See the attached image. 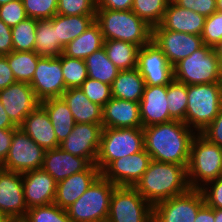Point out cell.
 I'll return each mask as SVG.
<instances>
[{"label": "cell", "mask_w": 222, "mask_h": 222, "mask_svg": "<svg viewBox=\"0 0 222 222\" xmlns=\"http://www.w3.org/2000/svg\"><path fill=\"white\" fill-rule=\"evenodd\" d=\"M144 149L152 160L188 165L191 143L195 135L183 121L172 120L143 127Z\"/></svg>", "instance_id": "cell-1"}, {"label": "cell", "mask_w": 222, "mask_h": 222, "mask_svg": "<svg viewBox=\"0 0 222 222\" xmlns=\"http://www.w3.org/2000/svg\"><path fill=\"white\" fill-rule=\"evenodd\" d=\"M134 188L152 206L191 189L187 165L152 160Z\"/></svg>", "instance_id": "cell-2"}, {"label": "cell", "mask_w": 222, "mask_h": 222, "mask_svg": "<svg viewBox=\"0 0 222 222\" xmlns=\"http://www.w3.org/2000/svg\"><path fill=\"white\" fill-rule=\"evenodd\" d=\"M95 21L104 40H121L139 48L152 41V26L132 10L96 9Z\"/></svg>", "instance_id": "cell-3"}, {"label": "cell", "mask_w": 222, "mask_h": 222, "mask_svg": "<svg viewBox=\"0 0 222 222\" xmlns=\"http://www.w3.org/2000/svg\"><path fill=\"white\" fill-rule=\"evenodd\" d=\"M187 102L185 124L201 133L222 108V83L187 85Z\"/></svg>", "instance_id": "cell-4"}, {"label": "cell", "mask_w": 222, "mask_h": 222, "mask_svg": "<svg viewBox=\"0 0 222 222\" xmlns=\"http://www.w3.org/2000/svg\"><path fill=\"white\" fill-rule=\"evenodd\" d=\"M187 173L191 189L222 177V148L197 133L191 143Z\"/></svg>", "instance_id": "cell-5"}, {"label": "cell", "mask_w": 222, "mask_h": 222, "mask_svg": "<svg viewBox=\"0 0 222 222\" xmlns=\"http://www.w3.org/2000/svg\"><path fill=\"white\" fill-rule=\"evenodd\" d=\"M174 79L186 85L222 83L220 59L214 49L203 45L173 66Z\"/></svg>", "instance_id": "cell-6"}, {"label": "cell", "mask_w": 222, "mask_h": 222, "mask_svg": "<svg viewBox=\"0 0 222 222\" xmlns=\"http://www.w3.org/2000/svg\"><path fill=\"white\" fill-rule=\"evenodd\" d=\"M144 149V133L141 128L103 127L100 148L95 165L102 172L112 161L131 156Z\"/></svg>", "instance_id": "cell-7"}, {"label": "cell", "mask_w": 222, "mask_h": 222, "mask_svg": "<svg viewBox=\"0 0 222 222\" xmlns=\"http://www.w3.org/2000/svg\"><path fill=\"white\" fill-rule=\"evenodd\" d=\"M116 185L100 175L86 192L66 209L72 222H96L108 217Z\"/></svg>", "instance_id": "cell-8"}, {"label": "cell", "mask_w": 222, "mask_h": 222, "mask_svg": "<svg viewBox=\"0 0 222 222\" xmlns=\"http://www.w3.org/2000/svg\"><path fill=\"white\" fill-rule=\"evenodd\" d=\"M108 218L112 222H153V206L134 187L116 186Z\"/></svg>", "instance_id": "cell-9"}, {"label": "cell", "mask_w": 222, "mask_h": 222, "mask_svg": "<svg viewBox=\"0 0 222 222\" xmlns=\"http://www.w3.org/2000/svg\"><path fill=\"white\" fill-rule=\"evenodd\" d=\"M204 204L202 191L190 189L154 205L153 222H194Z\"/></svg>", "instance_id": "cell-10"}, {"label": "cell", "mask_w": 222, "mask_h": 222, "mask_svg": "<svg viewBox=\"0 0 222 222\" xmlns=\"http://www.w3.org/2000/svg\"><path fill=\"white\" fill-rule=\"evenodd\" d=\"M44 154L45 150L19 127L13 134L8 155L0 167L20 173L41 169Z\"/></svg>", "instance_id": "cell-11"}, {"label": "cell", "mask_w": 222, "mask_h": 222, "mask_svg": "<svg viewBox=\"0 0 222 222\" xmlns=\"http://www.w3.org/2000/svg\"><path fill=\"white\" fill-rule=\"evenodd\" d=\"M152 42L165 54L172 66L204 45L201 36L167 30L160 24L152 27Z\"/></svg>", "instance_id": "cell-12"}, {"label": "cell", "mask_w": 222, "mask_h": 222, "mask_svg": "<svg viewBox=\"0 0 222 222\" xmlns=\"http://www.w3.org/2000/svg\"><path fill=\"white\" fill-rule=\"evenodd\" d=\"M29 85L39 102L61 97L66 90L62 75L61 55L59 57L41 56Z\"/></svg>", "instance_id": "cell-13"}, {"label": "cell", "mask_w": 222, "mask_h": 222, "mask_svg": "<svg viewBox=\"0 0 222 222\" xmlns=\"http://www.w3.org/2000/svg\"><path fill=\"white\" fill-rule=\"evenodd\" d=\"M145 85H168L174 79L173 66L154 42L139 48L137 67Z\"/></svg>", "instance_id": "cell-14"}, {"label": "cell", "mask_w": 222, "mask_h": 222, "mask_svg": "<svg viewBox=\"0 0 222 222\" xmlns=\"http://www.w3.org/2000/svg\"><path fill=\"white\" fill-rule=\"evenodd\" d=\"M102 123H76L70 135L60 143L59 147L74 156L85 158L90 164L96 163Z\"/></svg>", "instance_id": "cell-15"}, {"label": "cell", "mask_w": 222, "mask_h": 222, "mask_svg": "<svg viewBox=\"0 0 222 222\" xmlns=\"http://www.w3.org/2000/svg\"><path fill=\"white\" fill-rule=\"evenodd\" d=\"M22 173L0 167V214L9 221L23 220L27 213Z\"/></svg>", "instance_id": "cell-16"}, {"label": "cell", "mask_w": 222, "mask_h": 222, "mask_svg": "<svg viewBox=\"0 0 222 222\" xmlns=\"http://www.w3.org/2000/svg\"><path fill=\"white\" fill-rule=\"evenodd\" d=\"M152 161L145 149L112 161L101 175L116 186L134 187Z\"/></svg>", "instance_id": "cell-17"}, {"label": "cell", "mask_w": 222, "mask_h": 222, "mask_svg": "<svg viewBox=\"0 0 222 222\" xmlns=\"http://www.w3.org/2000/svg\"><path fill=\"white\" fill-rule=\"evenodd\" d=\"M0 101L16 127H20L25 117L40 104L32 87L25 82H15L0 90Z\"/></svg>", "instance_id": "cell-18"}, {"label": "cell", "mask_w": 222, "mask_h": 222, "mask_svg": "<svg viewBox=\"0 0 222 222\" xmlns=\"http://www.w3.org/2000/svg\"><path fill=\"white\" fill-rule=\"evenodd\" d=\"M22 183L28 209L54 202L57 182L42 168L22 173Z\"/></svg>", "instance_id": "cell-19"}, {"label": "cell", "mask_w": 222, "mask_h": 222, "mask_svg": "<svg viewBox=\"0 0 222 222\" xmlns=\"http://www.w3.org/2000/svg\"><path fill=\"white\" fill-rule=\"evenodd\" d=\"M101 175L94 164H90L84 171L75 173L57 182L54 202L62 209H68L76 202L93 182Z\"/></svg>", "instance_id": "cell-20"}, {"label": "cell", "mask_w": 222, "mask_h": 222, "mask_svg": "<svg viewBox=\"0 0 222 222\" xmlns=\"http://www.w3.org/2000/svg\"><path fill=\"white\" fill-rule=\"evenodd\" d=\"M167 85H146L139 102L142 126L165 123L174 120L169 115Z\"/></svg>", "instance_id": "cell-21"}, {"label": "cell", "mask_w": 222, "mask_h": 222, "mask_svg": "<svg viewBox=\"0 0 222 222\" xmlns=\"http://www.w3.org/2000/svg\"><path fill=\"white\" fill-rule=\"evenodd\" d=\"M102 126L106 128L143 127L139 103L112 97L103 106Z\"/></svg>", "instance_id": "cell-22"}, {"label": "cell", "mask_w": 222, "mask_h": 222, "mask_svg": "<svg viewBox=\"0 0 222 222\" xmlns=\"http://www.w3.org/2000/svg\"><path fill=\"white\" fill-rule=\"evenodd\" d=\"M89 165L90 163L85 158L74 156L58 147L45 150L42 169L59 182L84 171Z\"/></svg>", "instance_id": "cell-23"}, {"label": "cell", "mask_w": 222, "mask_h": 222, "mask_svg": "<svg viewBox=\"0 0 222 222\" xmlns=\"http://www.w3.org/2000/svg\"><path fill=\"white\" fill-rule=\"evenodd\" d=\"M20 128L44 150L59 147L49 115L45 108L39 104L29 113Z\"/></svg>", "instance_id": "cell-24"}, {"label": "cell", "mask_w": 222, "mask_h": 222, "mask_svg": "<svg viewBox=\"0 0 222 222\" xmlns=\"http://www.w3.org/2000/svg\"><path fill=\"white\" fill-rule=\"evenodd\" d=\"M206 17L169 1L160 25L167 30L202 35Z\"/></svg>", "instance_id": "cell-25"}, {"label": "cell", "mask_w": 222, "mask_h": 222, "mask_svg": "<svg viewBox=\"0 0 222 222\" xmlns=\"http://www.w3.org/2000/svg\"><path fill=\"white\" fill-rule=\"evenodd\" d=\"M61 98L68 105L76 123H102L103 107L91 102L80 87L66 89Z\"/></svg>", "instance_id": "cell-26"}, {"label": "cell", "mask_w": 222, "mask_h": 222, "mask_svg": "<svg viewBox=\"0 0 222 222\" xmlns=\"http://www.w3.org/2000/svg\"><path fill=\"white\" fill-rule=\"evenodd\" d=\"M40 104L49 115L57 142L62 143L70 135L76 124L68 105L61 97L50 98L40 102Z\"/></svg>", "instance_id": "cell-27"}, {"label": "cell", "mask_w": 222, "mask_h": 222, "mask_svg": "<svg viewBox=\"0 0 222 222\" xmlns=\"http://www.w3.org/2000/svg\"><path fill=\"white\" fill-rule=\"evenodd\" d=\"M103 45L104 38L101 28L94 21L86 31L65 46L63 54L70 58L85 60L93 52L101 49Z\"/></svg>", "instance_id": "cell-28"}, {"label": "cell", "mask_w": 222, "mask_h": 222, "mask_svg": "<svg viewBox=\"0 0 222 222\" xmlns=\"http://www.w3.org/2000/svg\"><path fill=\"white\" fill-rule=\"evenodd\" d=\"M145 81L137 69L119 71L111 85L113 98L139 103L145 88Z\"/></svg>", "instance_id": "cell-29"}, {"label": "cell", "mask_w": 222, "mask_h": 222, "mask_svg": "<svg viewBox=\"0 0 222 222\" xmlns=\"http://www.w3.org/2000/svg\"><path fill=\"white\" fill-rule=\"evenodd\" d=\"M39 56L59 57L63 53L56 34V15L52 19H38L33 50Z\"/></svg>", "instance_id": "cell-30"}, {"label": "cell", "mask_w": 222, "mask_h": 222, "mask_svg": "<svg viewBox=\"0 0 222 222\" xmlns=\"http://www.w3.org/2000/svg\"><path fill=\"white\" fill-rule=\"evenodd\" d=\"M96 15L64 16L56 14V34L60 39V47L76 39L95 21Z\"/></svg>", "instance_id": "cell-31"}, {"label": "cell", "mask_w": 222, "mask_h": 222, "mask_svg": "<svg viewBox=\"0 0 222 222\" xmlns=\"http://www.w3.org/2000/svg\"><path fill=\"white\" fill-rule=\"evenodd\" d=\"M108 59L120 70H132L137 67L139 47L121 40H104L103 45Z\"/></svg>", "instance_id": "cell-32"}, {"label": "cell", "mask_w": 222, "mask_h": 222, "mask_svg": "<svg viewBox=\"0 0 222 222\" xmlns=\"http://www.w3.org/2000/svg\"><path fill=\"white\" fill-rule=\"evenodd\" d=\"M88 77L112 85L120 71L107 57L104 47L85 58Z\"/></svg>", "instance_id": "cell-33"}, {"label": "cell", "mask_w": 222, "mask_h": 222, "mask_svg": "<svg viewBox=\"0 0 222 222\" xmlns=\"http://www.w3.org/2000/svg\"><path fill=\"white\" fill-rule=\"evenodd\" d=\"M40 57L34 51H12L7 55L16 82L31 83Z\"/></svg>", "instance_id": "cell-34"}, {"label": "cell", "mask_w": 222, "mask_h": 222, "mask_svg": "<svg viewBox=\"0 0 222 222\" xmlns=\"http://www.w3.org/2000/svg\"><path fill=\"white\" fill-rule=\"evenodd\" d=\"M167 104L169 115L174 120L183 121L185 123V115L187 109V85L173 79L167 85Z\"/></svg>", "instance_id": "cell-35"}, {"label": "cell", "mask_w": 222, "mask_h": 222, "mask_svg": "<svg viewBox=\"0 0 222 222\" xmlns=\"http://www.w3.org/2000/svg\"><path fill=\"white\" fill-rule=\"evenodd\" d=\"M37 29V19L26 18L11 28L13 51H33L35 47V37Z\"/></svg>", "instance_id": "cell-36"}, {"label": "cell", "mask_w": 222, "mask_h": 222, "mask_svg": "<svg viewBox=\"0 0 222 222\" xmlns=\"http://www.w3.org/2000/svg\"><path fill=\"white\" fill-rule=\"evenodd\" d=\"M170 0H133L131 10L150 26L159 25Z\"/></svg>", "instance_id": "cell-37"}, {"label": "cell", "mask_w": 222, "mask_h": 222, "mask_svg": "<svg viewBox=\"0 0 222 222\" xmlns=\"http://www.w3.org/2000/svg\"><path fill=\"white\" fill-rule=\"evenodd\" d=\"M61 67L66 89L80 87L88 78L85 60L70 58L62 53Z\"/></svg>", "instance_id": "cell-38"}, {"label": "cell", "mask_w": 222, "mask_h": 222, "mask_svg": "<svg viewBox=\"0 0 222 222\" xmlns=\"http://www.w3.org/2000/svg\"><path fill=\"white\" fill-rule=\"evenodd\" d=\"M23 222H72L65 209L55 203L36 206L27 210Z\"/></svg>", "instance_id": "cell-39"}, {"label": "cell", "mask_w": 222, "mask_h": 222, "mask_svg": "<svg viewBox=\"0 0 222 222\" xmlns=\"http://www.w3.org/2000/svg\"><path fill=\"white\" fill-rule=\"evenodd\" d=\"M28 18L52 19L57 14L59 0H22Z\"/></svg>", "instance_id": "cell-40"}, {"label": "cell", "mask_w": 222, "mask_h": 222, "mask_svg": "<svg viewBox=\"0 0 222 222\" xmlns=\"http://www.w3.org/2000/svg\"><path fill=\"white\" fill-rule=\"evenodd\" d=\"M83 93L100 106H104L111 98V85L103 83L99 80L87 78L80 86Z\"/></svg>", "instance_id": "cell-41"}, {"label": "cell", "mask_w": 222, "mask_h": 222, "mask_svg": "<svg viewBox=\"0 0 222 222\" xmlns=\"http://www.w3.org/2000/svg\"><path fill=\"white\" fill-rule=\"evenodd\" d=\"M96 0H59L57 14L64 16L96 15Z\"/></svg>", "instance_id": "cell-42"}, {"label": "cell", "mask_w": 222, "mask_h": 222, "mask_svg": "<svg viewBox=\"0 0 222 222\" xmlns=\"http://www.w3.org/2000/svg\"><path fill=\"white\" fill-rule=\"evenodd\" d=\"M203 43L207 46L214 47L222 40V13L214 12L206 17L204 29L201 35Z\"/></svg>", "instance_id": "cell-43"}, {"label": "cell", "mask_w": 222, "mask_h": 222, "mask_svg": "<svg viewBox=\"0 0 222 222\" xmlns=\"http://www.w3.org/2000/svg\"><path fill=\"white\" fill-rule=\"evenodd\" d=\"M26 18L22 0H13L0 6V19L11 28Z\"/></svg>", "instance_id": "cell-44"}, {"label": "cell", "mask_w": 222, "mask_h": 222, "mask_svg": "<svg viewBox=\"0 0 222 222\" xmlns=\"http://www.w3.org/2000/svg\"><path fill=\"white\" fill-rule=\"evenodd\" d=\"M200 190L207 206L222 209V177L208 182Z\"/></svg>", "instance_id": "cell-45"}, {"label": "cell", "mask_w": 222, "mask_h": 222, "mask_svg": "<svg viewBox=\"0 0 222 222\" xmlns=\"http://www.w3.org/2000/svg\"><path fill=\"white\" fill-rule=\"evenodd\" d=\"M176 5L184 9H190L200 15L209 17L217 11L216 0H172Z\"/></svg>", "instance_id": "cell-46"}, {"label": "cell", "mask_w": 222, "mask_h": 222, "mask_svg": "<svg viewBox=\"0 0 222 222\" xmlns=\"http://www.w3.org/2000/svg\"><path fill=\"white\" fill-rule=\"evenodd\" d=\"M201 134L210 142L222 148V108L213 122Z\"/></svg>", "instance_id": "cell-47"}, {"label": "cell", "mask_w": 222, "mask_h": 222, "mask_svg": "<svg viewBox=\"0 0 222 222\" xmlns=\"http://www.w3.org/2000/svg\"><path fill=\"white\" fill-rule=\"evenodd\" d=\"M13 51L11 27L0 19V55L5 56Z\"/></svg>", "instance_id": "cell-48"}, {"label": "cell", "mask_w": 222, "mask_h": 222, "mask_svg": "<svg viewBox=\"0 0 222 222\" xmlns=\"http://www.w3.org/2000/svg\"><path fill=\"white\" fill-rule=\"evenodd\" d=\"M16 82L11 68L7 61V55H0V90Z\"/></svg>", "instance_id": "cell-49"}, {"label": "cell", "mask_w": 222, "mask_h": 222, "mask_svg": "<svg viewBox=\"0 0 222 222\" xmlns=\"http://www.w3.org/2000/svg\"><path fill=\"white\" fill-rule=\"evenodd\" d=\"M18 128L19 127L0 129V165L5 161L8 155L13 134Z\"/></svg>", "instance_id": "cell-50"}, {"label": "cell", "mask_w": 222, "mask_h": 222, "mask_svg": "<svg viewBox=\"0 0 222 222\" xmlns=\"http://www.w3.org/2000/svg\"><path fill=\"white\" fill-rule=\"evenodd\" d=\"M133 0H96L97 9L131 10Z\"/></svg>", "instance_id": "cell-51"}, {"label": "cell", "mask_w": 222, "mask_h": 222, "mask_svg": "<svg viewBox=\"0 0 222 222\" xmlns=\"http://www.w3.org/2000/svg\"><path fill=\"white\" fill-rule=\"evenodd\" d=\"M194 222H214V208L204 204L198 211Z\"/></svg>", "instance_id": "cell-52"}, {"label": "cell", "mask_w": 222, "mask_h": 222, "mask_svg": "<svg viewBox=\"0 0 222 222\" xmlns=\"http://www.w3.org/2000/svg\"><path fill=\"white\" fill-rule=\"evenodd\" d=\"M16 128V126L9 119L0 101V129Z\"/></svg>", "instance_id": "cell-53"}, {"label": "cell", "mask_w": 222, "mask_h": 222, "mask_svg": "<svg viewBox=\"0 0 222 222\" xmlns=\"http://www.w3.org/2000/svg\"><path fill=\"white\" fill-rule=\"evenodd\" d=\"M214 222H222V209H214Z\"/></svg>", "instance_id": "cell-54"}, {"label": "cell", "mask_w": 222, "mask_h": 222, "mask_svg": "<svg viewBox=\"0 0 222 222\" xmlns=\"http://www.w3.org/2000/svg\"><path fill=\"white\" fill-rule=\"evenodd\" d=\"M217 56H222V40L213 47Z\"/></svg>", "instance_id": "cell-55"}, {"label": "cell", "mask_w": 222, "mask_h": 222, "mask_svg": "<svg viewBox=\"0 0 222 222\" xmlns=\"http://www.w3.org/2000/svg\"><path fill=\"white\" fill-rule=\"evenodd\" d=\"M217 11L222 13V0H216Z\"/></svg>", "instance_id": "cell-56"}, {"label": "cell", "mask_w": 222, "mask_h": 222, "mask_svg": "<svg viewBox=\"0 0 222 222\" xmlns=\"http://www.w3.org/2000/svg\"><path fill=\"white\" fill-rule=\"evenodd\" d=\"M0 222H10L4 215L0 214Z\"/></svg>", "instance_id": "cell-57"}, {"label": "cell", "mask_w": 222, "mask_h": 222, "mask_svg": "<svg viewBox=\"0 0 222 222\" xmlns=\"http://www.w3.org/2000/svg\"><path fill=\"white\" fill-rule=\"evenodd\" d=\"M96 222H112V221L107 217V218H104V219H100Z\"/></svg>", "instance_id": "cell-58"}, {"label": "cell", "mask_w": 222, "mask_h": 222, "mask_svg": "<svg viewBox=\"0 0 222 222\" xmlns=\"http://www.w3.org/2000/svg\"><path fill=\"white\" fill-rule=\"evenodd\" d=\"M13 1V0H0V6L7 4L8 2Z\"/></svg>", "instance_id": "cell-59"}, {"label": "cell", "mask_w": 222, "mask_h": 222, "mask_svg": "<svg viewBox=\"0 0 222 222\" xmlns=\"http://www.w3.org/2000/svg\"><path fill=\"white\" fill-rule=\"evenodd\" d=\"M220 59V71L222 75V56H217Z\"/></svg>", "instance_id": "cell-60"}, {"label": "cell", "mask_w": 222, "mask_h": 222, "mask_svg": "<svg viewBox=\"0 0 222 222\" xmlns=\"http://www.w3.org/2000/svg\"><path fill=\"white\" fill-rule=\"evenodd\" d=\"M10 222H23L22 220H19V221H10Z\"/></svg>", "instance_id": "cell-61"}]
</instances>
